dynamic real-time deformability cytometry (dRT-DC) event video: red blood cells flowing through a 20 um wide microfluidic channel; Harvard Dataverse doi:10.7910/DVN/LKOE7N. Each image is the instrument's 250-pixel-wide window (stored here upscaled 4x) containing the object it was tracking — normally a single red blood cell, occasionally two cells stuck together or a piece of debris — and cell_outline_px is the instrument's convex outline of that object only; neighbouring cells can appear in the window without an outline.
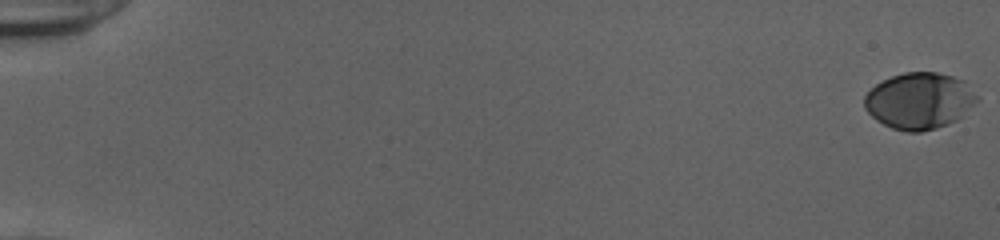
{"species": "human", "species_latin": "Homo sapiens", "temperature_condition": "cold", "stored_images_in_passage": 55, "camera_frame_rate_fps": 3000, "um_per_image_px": 0.085, "donor": {"sex": "female"}, "frame": {"image": 1, "passage_image": 1, "time_ms": 0.0, "image_size_px": [1000, 240], "cell_outline_px": [[980, 100], [956, 120], [948, 124], [936, 128], [920, 132], [908, 132], [892, 128], [876, 120], [864, 108], [864, 96], [876, 84], [892, 76], [904, 72], [936, 72], [952, 76], [964, 80], [980, 96]], "centroid_in_image_um": [78.18, 8.56], "position_along_channel_um": 6.8, "area_um2": 37.17}}
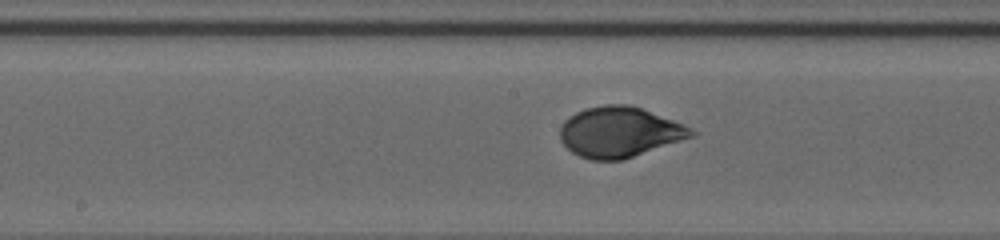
{"frame": {"image": 2, "passage_image": 31, "time_ms": 10.0, "image_size_px": [1000, 240], "cell_outline_px": [[696, 136], [624, 160], [592, 160], [580, 156], [572, 152], [560, 140], [560, 124], [568, 116], [584, 108], [604, 104], [628, 104], [640, 108], [684, 124], [692, 128], [696, 132]], "centroid_in_image_um": [52.66, 11.23], "position_along_channel_um": 195.5, "area_um2": 38.9}}
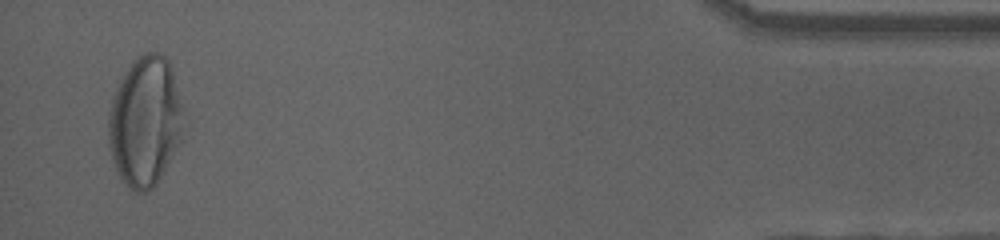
{"frame": {"image": 3, "passage_image": 54, "time_ms": 17.667, "image_size_px": [1000, 240], "cell_outline_px": [[180, 140], [156, 184], [148, 192], [136, 192], [128, 188], [116, 172], [112, 160], [108, 144], [108, 112], [112, 96], [120, 80], [132, 60], [144, 52], [156, 52], [164, 56], [168, 60], [172, 68], [180, 104]], "centroid_in_image_um": [12.25, 10.33], "position_along_channel_um": 422.9, "area_um2": 56.24}, "authors_computed_cell_mechanics": {"area_um2": 37.6278, "velocity_mm_per_s": 3.8472, "shape_relaxation_time_tau1_ms": 3.6349, "shape_relaxation_time_tau2_ms": null, "deformation_change_tau1": 0.1828, "deformation_change_tau2": null}}